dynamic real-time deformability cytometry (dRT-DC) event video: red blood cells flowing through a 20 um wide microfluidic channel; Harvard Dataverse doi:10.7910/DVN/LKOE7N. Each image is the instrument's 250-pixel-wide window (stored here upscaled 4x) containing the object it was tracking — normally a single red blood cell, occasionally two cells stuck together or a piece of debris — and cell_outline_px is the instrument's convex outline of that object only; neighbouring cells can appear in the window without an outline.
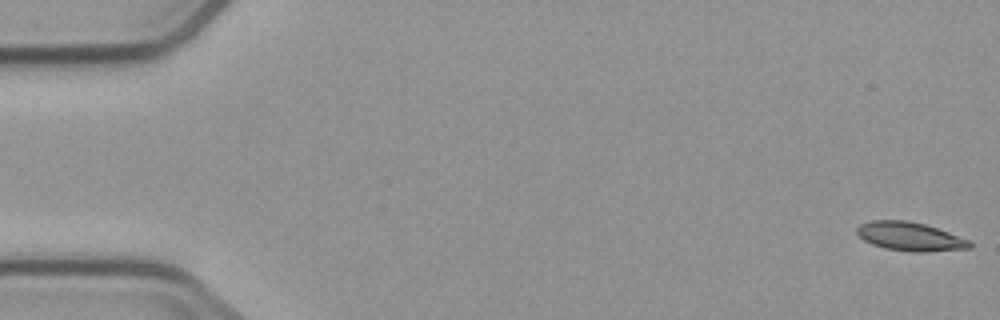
{"species": "common noctule bat (a hibernating species)", "species_latin": "Nyctalus noctula", "temperature_condition": "cold", "stored_images_in_passage": 6, "camera_frame_rate_fps": 3000, "um_per_image_px": 0.085, "animal": {"sex": "male", "body_mass_g": 23.1, "forearm_length_mm": 52.7}, "frame": {"image": 1, "passage_image": 1, "time_ms": 0.0, "image_size_px": [1000, 320], "cell_outline_px": [[972, 248], [928, 252], [912, 252], [884, 248], [872, 244], [864, 240], [856, 232], [856, 228], [860, 224], [872, 220], [908, 220], [924, 224], [972, 240]], "centroid_in_image_um": [77.38, 20.11], "position_along_channel_um": 7.6, "area_um2": 19.02}}
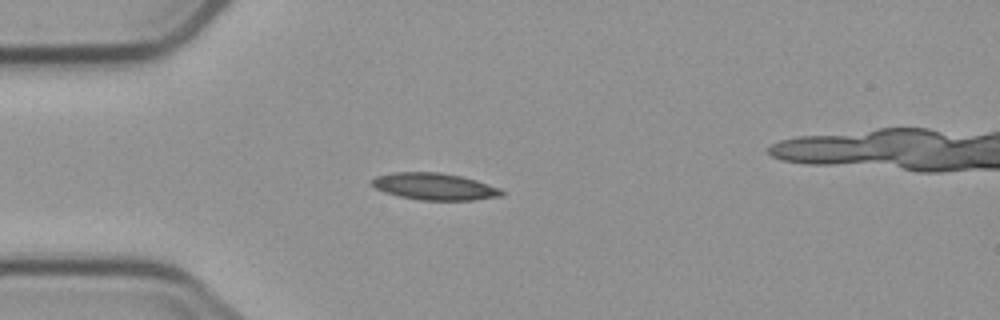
{"frame": {"image": 2, "passage_image": 5, "time_ms": 4.667, "image_size_px": [1000, 320], "cell_outline_px": [[504, 196], [472, 200], [420, 200], [400, 196], [384, 192], [376, 188], [372, 184], [372, 180], [376, 176], [392, 172], [440, 172], [460, 176], [476, 180], [500, 188], [504, 192]], "centroid_in_image_um": [36.95, 15.85], "position_along_channel_um": 48.0, "area_um2": 20.29}}